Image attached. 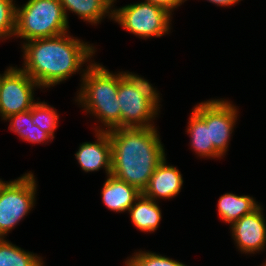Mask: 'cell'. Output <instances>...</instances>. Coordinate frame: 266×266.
<instances>
[{
  "label": "cell",
  "instance_id": "obj_1",
  "mask_svg": "<svg viewBox=\"0 0 266 266\" xmlns=\"http://www.w3.org/2000/svg\"><path fill=\"white\" fill-rule=\"evenodd\" d=\"M75 38L68 32L49 38L24 42L23 66L25 71L40 89L54 87L74 74H85V66L94 62L91 58L97 52L93 44ZM91 59V60H90ZM88 62V63H87ZM82 69V70H81Z\"/></svg>",
  "mask_w": 266,
  "mask_h": 266
},
{
  "label": "cell",
  "instance_id": "obj_2",
  "mask_svg": "<svg viewBox=\"0 0 266 266\" xmlns=\"http://www.w3.org/2000/svg\"><path fill=\"white\" fill-rule=\"evenodd\" d=\"M108 132L112 146L111 174L143 192L166 156L157 127L117 128Z\"/></svg>",
  "mask_w": 266,
  "mask_h": 266
},
{
  "label": "cell",
  "instance_id": "obj_3",
  "mask_svg": "<svg viewBox=\"0 0 266 266\" xmlns=\"http://www.w3.org/2000/svg\"><path fill=\"white\" fill-rule=\"evenodd\" d=\"M76 102L83 111L95 116L101 124L95 131H109L121 128V107L119 106L118 72L109 71L102 64L92 62L86 66L83 79L80 80ZM104 126V128L102 127Z\"/></svg>",
  "mask_w": 266,
  "mask_h": 266
},
{
  "label": "cell",
  "instance_id": "obj_4",
  "mask_svg": "<svg viewBox=\"0 0 266 266\" xmlns=\"http://www.w3.org/2000/svg\"><path fill=\"white\" fill-rule=\"evenodd\" d=\"M117 98L121 107V128L155 126L153 120L160 113L162 98L157 88L144 77L118 71Z\"/></svg>",
  "mask_w": 266,
  "mask_h": 266
},
{
  "label": "cell",
  "instance_id": "obj_5",
  "mask_svg": "<svg viewBox=\"0 0 266 266\" xmlns=\"http://www.w3.org/2000/svg\"><path fill=\"white\" fill-rule=\"evenodd\" d=\"M69 20L60 0H28L16 6V28L13 38L23 43L69 32Z\"/></svg>",
  "mask_w": 266,
  "mask_h": 266
},
{
  "label": "cell",
  "instance_id": "obj_6",
  "mask_svg": "<svg viewBox=\"0 0 266 266\" xmlns=\"http://www.w3.org/2000/svg\"><path fill=\"white\" fill-rule=\"evenodd\" d=\"M172 15L164 8L143 1L113 8L112 21L140 39L162 37L171 31Z\"/></svg>",
  "mask_w": 266,
  "mask_h": 266
},
{
  "label": "cell",
  "instance_id": "obj_7",
  "mask_svg": "<svg viewBox=\"0 0 266 266\" xmlns=\"http://www.w3.org/2000/svg\"><path fill=\"white\" fill-rule=\"evenodd\" d=\"M32 172L9 181L0 193V238H5L36 202L37 183Z\"/></svg>",
  "mask_w": 266,
  "mask_h": 266
},
{
  "label": "cell",
  "instance_id": "obj_8",
  "mask_svg": "<svg viewBox=\"0 0 266 266\" xmlns=\"http://www.w3.org/2000/svg\"><path fill=\"white\" fill-rule=\"evenodd\" d=\"M193 110L207 123L210 141L222 156L228 151L229 142L238 118V108L224 98L202 101Z\"/></svg>",
  "mask_w": 266,
  "mask_h": 266
},
{
  "label": "cell",
  "instance_id": "obj_9",
  "mask_svg": "<svg viewBox=\"0 0 266 266\" xmlns=\"http://www.w3.org/2000/svg\"><path fill=\"white\" fill-rule=\"evenodd\" d=\"M36 88L40 86L25 71L12 66L4 74L0 85L1 119L31 109L35 103Z\"/></svg>",
  "mask_w": 266,
  "mask_h": 266
},
{
  "label": "cell",
  "instance_id": "obj_10",
  "mask_svg": "<svg viewBox=\"0 0 266 266\" xmlns=\"http://www.w3.org/2000/svg\"><path fill=\"white\" fill-rule=\"evenodd\" d=\"M260 205L253 212L233 222L229 228L238 251L245 254L263 252L266 248V217ZM256 252V253H255Z\"/></svg>",
  "mask_w": 266,
  "mask_h": 266
},
{
  "label": "cell",
  "instance_id": "obj_11",
  "mask_svg": "<svg viewBox=\"0 0 266 266\" xmlns=\"http://www.w3.org/2000/svg\"><path fill=\"white\" fill-rule=\"evenodd\" d=\"M95 142L80 143L75 158L86 173L105 170L106 175H111L112 146L108 131H95Z\"/></svg>",
  "mask_w": 266,
  "mask_h": 266
},
{
  "label": "cell",
  "instance_id": "obj_12",
  "mask_svg": "<svg viewBox=\"0 0 266 266\" xmlns=\"http://www.w3.org/2000/svg\"><path fill=\"white\" fill-rule=\"evenodd\" d=\"M165 158L158 164L146 189L142 192L146 197L156 201L176 197L182 189L184 180L177 167L168 165Z\"/></svg>",
  "mask_w": 266,
  "mask_h": 266
},
{
  "label": "cell",
  "instance_id": "obj_13",
  "mask_svg": "<svg viewBox=\"0 0 266 266\" xmlns=\"http://www.w3.org/2000/svg\"><path fill=\"white\" fill-rule=\"evenodd\" d=\"M101 189L102 203L110 210L118 213L128 211L136 199L142 194L136 187L108 175Z\"/></svg>",
  "mask_w": 266,
  "mask_h": 266
},
{
  "label": "cell",
  "instance_id": "obj_14",
  "mask_svg": "<svg viewBox=\"0 0 266 266\" xmlns=\"http://www.w3.org/2000/svg\"><path fill=\"white\" fill-rule=\"evenodd\" d=\"M68 20V12L78 15V19L93 25L101 24L107 16L112 20L113 3L110 0H60Z\"/></svg>",
  "mask_w": 266,
  "mask_h": 266
},
{
  "label": "cell",
  "instance_id": "obj_15",
  "mask_svg": "<svg viewBox=\"0 0 266 266\" xmlns=\"http://www.w3.org/2000/svg\"><path fill=\"white\" fill-rule=\"evenodd\" d=\"M128 212L131 222L141 232H155L162 220V211L158 201L146 197L143 193L136 199Z\"/></svg>",
  "mask_w": 266,
  "mask_h": 266
},
{
  "label": "cell",
  "instance_id": "obj_16",
  "mask_svg": "<svg viewBox=\"0 0 266 266\" xmlns=\"http://www.w3.org/2000/svg\"><path fill=\"white\" fill-rule=\"evenodd\" d=\"M186 133L190 137L191 149L198 157L207 159L222 158L210 141L207 123L193 109L189 117Z\"/></svg>",
  "mask_w": 266,
  "mask_h": 266
},
{
  "label": "cell",
  "instance_id": "obj_17",
  "mask_svg": "<svg viewBox=\"0 0 266 266\" xmlns=\"http://www.w3.org/2000/svg\"><path fill=\"white\" fill-rule=\"evenodd\" d=\"M260 205L253 196L225 193L219 197L217 210L219 218L231 225L244 215L256 210Z\"/></svg>",
  "mask_w": 266,
  "mask_h": 266
},
{
  "label": "cell",
  "instance_id": "obj_18",
  "mask_svg": "<svg viewBox=\"0 0 266 266\" xmlns=\"http://www.w3.org/2000/svg\"><path fill=\"white\" fill-rule=\"evenodd\" d=\"M4 121H8L9 130L19 135V137L32 144H47L52 142L54 138L46 131H43L37 125L32 124V108L13 114L6 118Z\"/></svg>",
  "mask_w": 266,
  "mask_h": 266
},
{
  "label": "cell",
  "instance_id": "obj_19",
  "mask_svg": "<svg viewBox=\"0 0 266 266\" xmlns=\"http://www.w3.org/2000/svg\"><path fill=\"white\" fill-rule=\"evenodd\" d=\"M0 238V266H44L43 258Z\"/></svg>",
  "mask_w": 266,
  "mask_h": 266
},
{
  "label": "cell",
  "instance_id": "obj_20",
  "mask_svg": "<svg viewBox=\"0 0 266 266\" xmlns=\"http://www.w3.org/2000/svg\"><path fill=\"white\" fill-rule=\"evenodd\" d=\"M59 123L57 109L47 104L45 101L35 102L32 106V124L37 125L43 131L48 132L55 138V131Z\"/></svg>",
  "mask_w": 266,
  "mask_h": 266
},
{
  "label": "cell",
  "instance_id": "obj_21",
  "mask_svg": "<svg viewBox=\"0 0 266 266\" xmlns=\"http://www.w3.org/2000/svg\"><path fill=\"white\" fill-rule=\"evenodd\" d=\"M127 257L124 266H187L182 262L151 251H138Z\"/></svg>",
  "mask_w": 266,
  "mask_h": 266
},
{
  "label": "cell",
  "instance_id": "obj_22",
  "mask_svg": "<svg viewBox=\"0 0 266 266\" xmlns=\"http://www.w3.org/2000/svg\"><path fill=\"white\" fill-rule=\"evenodd\" d=\"M16 28L15 0H0V41L14 36Z\"/></svg>",
  "mask_w": 266,
  "mask_h": 266
},
{
  "label": "cell",
  "instance_id": "obj_23",
  "mask_svg": "<svg viewBox=\"0 0 266 266\" xmlns=\"http://www.w3.org/2000/svg\"><path fill=\"white\" fill-rule=\"evenodd\" d=\"M144 1L160 6L172 14L175 8L177 9L187 0H144Z\"/></svg>",
  "mask_w": 266,
  "mask_h": 266
},
{
  "label": "cell",
  "instance_id": "obj_24",
  "mask_svg": "<svg viewBox=\"0 0 266 266\" xmlns=\"http://www.w3.org/2000/svg\"><path fill=\"white\" fill-rule=\"evenodd\" d=\"M212 4H215L217 6H222V7H230L233 6L237 3H239L241 0H206Z\"/></svg>",
  "mask_w": 266,
  "mask_h": 266
},
{
  "label": "cell",
  "instance_id": "obj_25",
  "mask_svg": "<svg viewBox=\"0 0 266 266\" xmlns=\"http://www.w3.org/2000/svg\"><path fill=\"white\" fill-rule=\"evenodd\" d=\"M8 183V181H3L1 178H0V193L3 189V187Z\"/></svg>",
  "mask_w": 266,
  "mask_h": 266
},
{
  "label": "cell",
  "instance_id": "obj_26",
  "mask_svg": "<svg viewBox=\"0 0 266 266\" xmlns=\"http://www.w3.org/2000/svg\"><path fill=\"white\" fill-rule=\"evenodd\" d=\"M11 67H12V66L7 67V69L4 71V73H3V74H0V85H1L2 78H3L4 74H5V73H6Z\"/></svg>",
  "mask_w": 266,
  "mask_h": 266
},
{
  "label": "cell",
  "instance_id": "obj_27",
  "mask_svg": "<svg viewBox=\"0 0 266 266\" xmlns=\"http://www.w3.org/2000/svg\"><path fill=\"white\" fill-rule=\"evenodd\" d=\"M113 3V7L115 6L114 3L116 2V0H110Z\"/></svg>",
  "mask_w": 266,
  "mask_h": 266
},
{
  "label": "cell",
  "instance_id": "obj_28",
  "mask_svg": "<svg viewBox=\"0 0 266 266\" xmlns=\"http://www.w3.org/2000/svg\"><path fill=\"white\" fill-rule=\"evenodd\" d=\"M260 266H266V261H265V262H263V264H262V265H260Z\"/></svg>",
  "mask_w": 266,
  "mask_h": 266
}]
</instances>
